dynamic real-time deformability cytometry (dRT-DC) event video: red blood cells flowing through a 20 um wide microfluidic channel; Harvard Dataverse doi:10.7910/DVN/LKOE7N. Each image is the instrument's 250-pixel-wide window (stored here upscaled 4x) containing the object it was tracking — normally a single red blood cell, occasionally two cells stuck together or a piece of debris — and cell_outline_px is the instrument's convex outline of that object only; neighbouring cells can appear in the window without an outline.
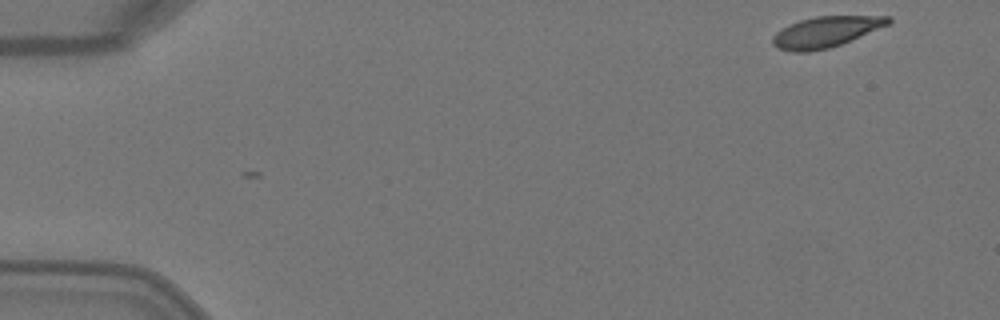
{"species": "Egyptian fruit bat (a non-hibernating species)", "species_latin": "Rousettus aegyptiacus", "temperature_condition": "warm", "stored_images_in_passage": 4, "camera_frame_rate_fps": 3000, "um_per_image_px": 0.085, "animal": {"sex": "female"}, "frame": {"image": 1, "passage_image": 1, "time_ms": 0.0, "image_size_px": [1000, 320], "cell_outline_px": [[892, 20], [888, 24], [840, 44], [828, 48], [808, 52], [792, 52], [776, 48], [772, 44], [772, 36], [776, 32], [788, 24], [800, 20], [816, 16], [892, 16]], "centroid_in_image_um": [70.12, 2.71], "position_along_channel_um": 14.9, "area_um2": 20.58}}
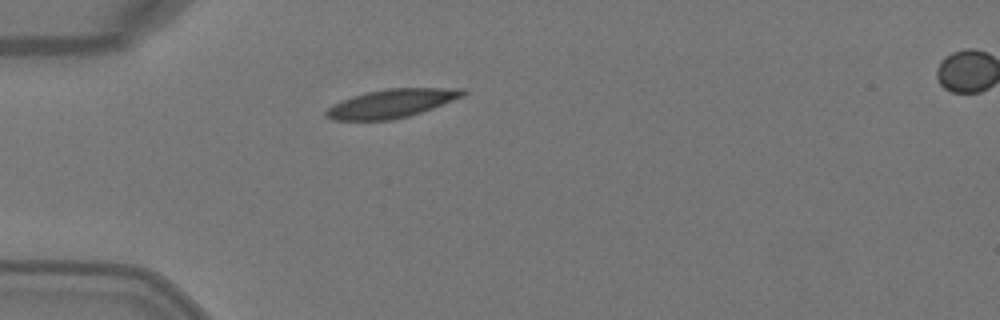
{"frame": {"image": 2, "passage_image": 4, "time_ms": 1.0, "image_size_px": [1000, 320], "cell_outline_px": [[468, 92], [464, 96], [432, 108], [408, 116], [392, 120], [332, 120], [324, 116], [324, 112], [332, 104], [340, 100], [352, 96], [368, 92], [388, 88], [464, 88]], "centroid_in_image_um": [33.26, 8.79], "position_along_channel_um": 51.7, "area_um2": 22.77}}